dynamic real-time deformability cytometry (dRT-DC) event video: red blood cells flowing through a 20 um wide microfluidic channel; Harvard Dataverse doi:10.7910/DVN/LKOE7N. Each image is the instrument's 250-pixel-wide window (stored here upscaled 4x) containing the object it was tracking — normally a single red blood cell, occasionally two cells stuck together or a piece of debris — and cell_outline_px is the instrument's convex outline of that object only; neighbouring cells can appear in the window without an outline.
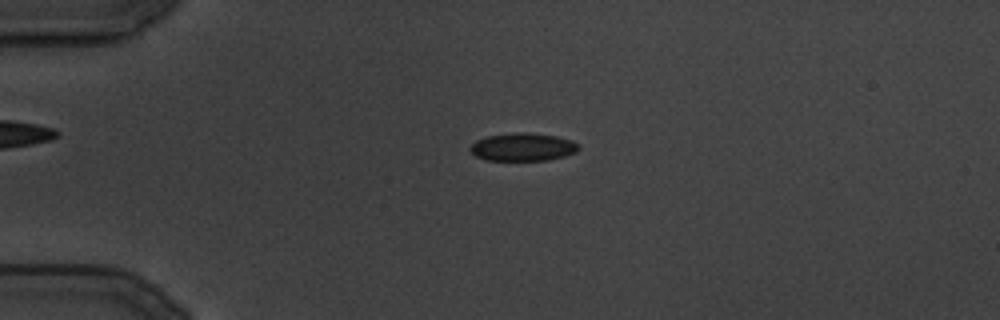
{"species": "common noctule bat (a hibernating species)", "species_latin": "Nyctalus noctula", "temperature_condition": "cold", "stored_images_in_passage": 102, "camera_frame_rate_fps": 3000, "um_per_image_px": 0.085, "animal": {"sex": "male", "body_mass_g": 19.5, "forearm_length_mm": 54.6}, "frame": {"image": 1, "passage_image": 7, "time_ms": 2.0, "image_size_px": [1000, 320], "cell_outline_px": [[580, 148], [576, 152], [564, 156], [548, 160], [484, 160], [476, 156], [468, 148], [476, 140], [488, 136], [516, 132], [528, 132], [556, 136], [572, 140], [580, 144]], "centroid_in_image_um": [44.46, 12.49], "position_along_channel_um": 40.5, "area_um2": 17.74}}
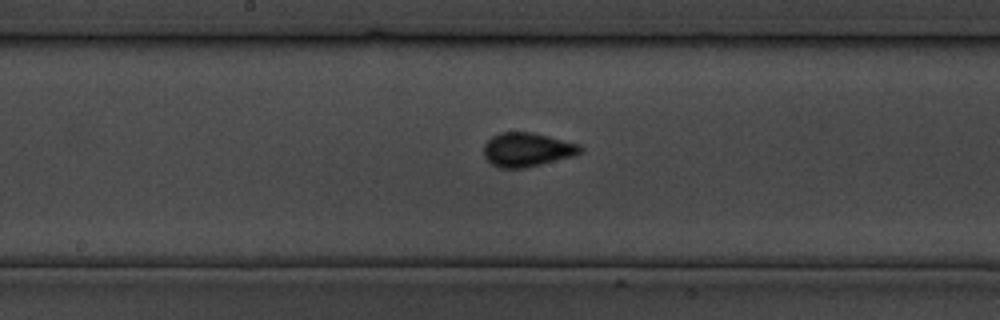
{"frame": {"image": 2, "passage_image": 43, "time_ms": 14.0, "image_size_px": [1000, 320], "cell_outline_px": [[584, 148], [580, 152], [572, 156], [524, 168], [500, 168], [492, 164], [484, 156], [484, 144], [492, 136], [500, 132], [532, 132], [580, 144]], "centroid_in_image_um": [44.79, 12.71], "position_along_channel_um": 203.4, "area_um2": 18.96}}
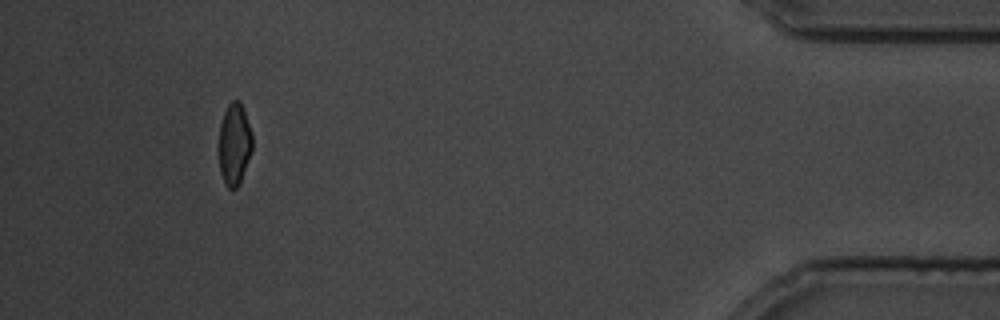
{"frame": {"image": 3, "passage_image": 93, "time_ms": 30.667, "image_size_px": [1000, 320], "cell_outline_px": [[252, 152], [240, 184], [236, 188], [228, 188], [220, 172], [220, 124], [224, 112], [228, 104], [232, 100], [240, 100], [252, 136]], "centroid_in_image_um": [19.94, 12.26], "position_along_channel_um": 415.3, "area_um2": 15.72}}